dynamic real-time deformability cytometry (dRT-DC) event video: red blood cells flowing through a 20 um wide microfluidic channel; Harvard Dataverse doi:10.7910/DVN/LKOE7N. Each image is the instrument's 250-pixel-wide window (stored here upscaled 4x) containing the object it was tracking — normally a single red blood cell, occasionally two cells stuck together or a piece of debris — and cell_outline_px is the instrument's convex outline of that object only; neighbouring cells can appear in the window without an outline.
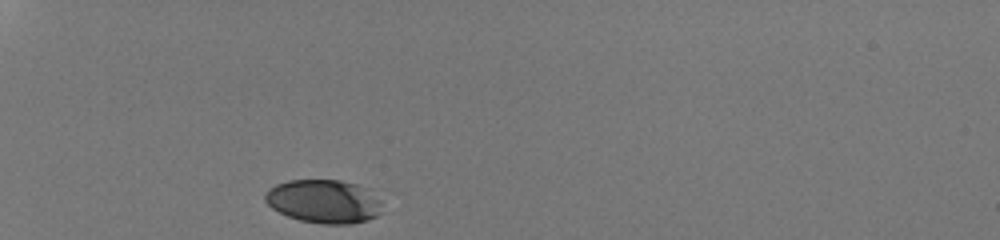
{"species": "human", "species_latin": "Homo sapiens", "temperature_condition": "room temperature", "stored_images_in_passage": 35, "camera_frame_rate_fps": 3000, "um_per_image_px": 0.085, "donor": {"sex": "male"}, "frame": {"image": 1, "passage_image": 1, "time_ms": 0.0, "image_size_px": [1000, 240], "cell_outline_px": [[380, 212], [376, 216], [368, 220], [352, 224], [324, 224], [300, 220], [288, 216], [272, 208], [264, 200], [264, 196], [268, 188], [276, 184], [288, 180], [340, 180], [356, 184], [364, 188], [380, 200]], "centroid_in_image_um": [27.49, 17.12], "position_along_channel_um": 57.5, "area_um2": 29.54}}
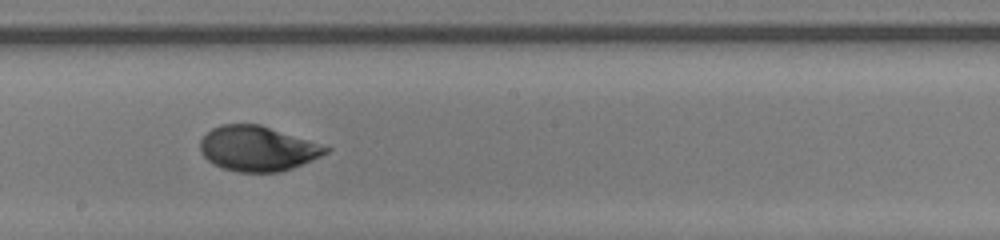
{"frame": {"image": 2, "passage_image": 16, "time_ms": 5.0, "image_size_px": [1000, 240], "cell_outline_px": [[332, 148], [328, 152], [320, 156], [292, 168], [280, 172], [236, 172], [224, 168], [208, 160], [200, 152], [200, 140], [212, 128], [220, 124], [260, 124]], "centroid_in_image_um": [21.87, 12.62], "position_along_channel_um": 226.3, "area_um2": 32.66}}
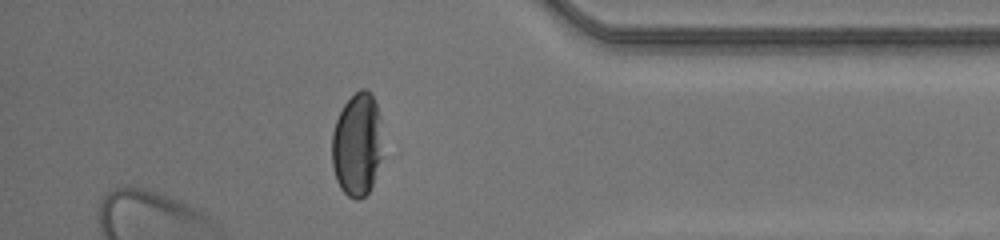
{"frame": {"image": 3, "passage_image": 30, "time_ms": 9.667, "image_size_px": [1000, 240], "cell_outline_px": [[380, 160], [372, 184], [368, 192], [360, 200], [356, 200], [348, 196], [340, 188], [336, 180], [332, 164], [332, 132], [336, 120], [344, 104], [360, 88], [364, 88], [372, 96], [376, 104], [380, 116]], "centroid_in_image_um": [30.32, 12.31], "position_along_channel_um": 404.9, "area_um2": 30.17}, "authors_computed_cell_mechanics": {"area_um2": 32.657, "velocity_mm_per_s": 4.147, "shape_relaxation_time_tau1_ms": 5.4232, "shape_relaxation_time_tau2_ms": 0.7499, "deformation_change_tau1": 0.1904, "deformation_change_tau2": 0.0446}}